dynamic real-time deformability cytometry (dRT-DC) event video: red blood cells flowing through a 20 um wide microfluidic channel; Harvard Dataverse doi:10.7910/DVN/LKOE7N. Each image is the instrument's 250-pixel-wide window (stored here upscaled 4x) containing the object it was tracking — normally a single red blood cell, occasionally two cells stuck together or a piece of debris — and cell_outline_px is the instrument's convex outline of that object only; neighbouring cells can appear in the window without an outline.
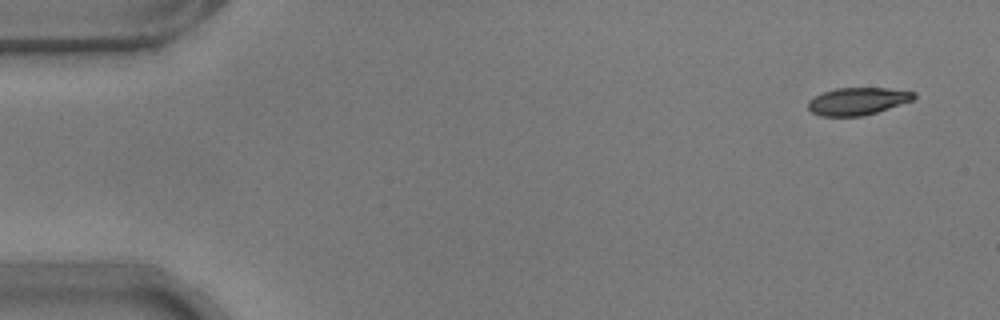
{"species": "common noctule bat (a hibernating species)", "species_latin": "Nyctalus noctula", "temperature_condition": "warm", "stored_images_in_passage": 52, "camera_frame_rate_fps": 3000, "um_per_image_px": 0.085, "animal": {"sex": "male", "body_mass_g": 17.9}, "frame": {"image": 1, "passage_image": 1, "time_ms": 0.0, "image_size_px": [1000, 320], "cell_outline_px": [[916, 96], [912, 100], [876, 112], [860, 116], [820, 116], [812, 112], [808, 108], [808, 100], [824, 92], [836, 88], [888, 88], [916, 92]], "centroid_in_image_um": [72.89, 8.6], "position_along_channel_um": 12.1, "area_um2": 16.7}}
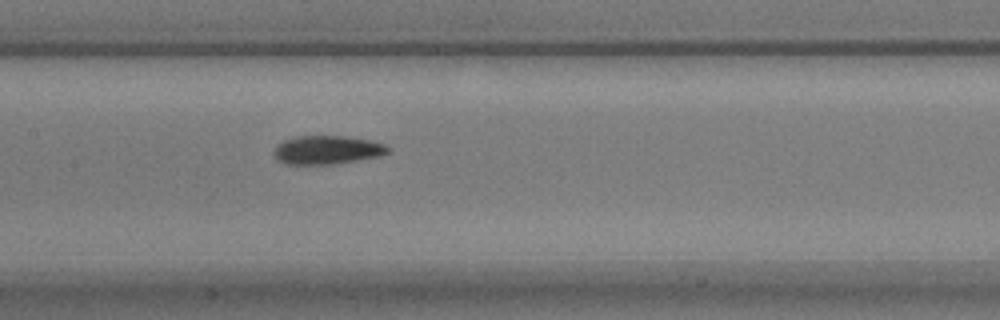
{"frame": {"image": 2, "passage_image": 24, "time_ms": 7.667, "image_size_px": [1000, 320], "cell_outline_px": [[392, 148], [388, 152], [380, 156], [332, 164], [284, 164], [272, 152], [276, 144], [284, 140], [296, 136], [344, 136], [372, 140], [384, 144]], "centroid_in_image_um": [27.81, 12.73], "position_along_channel_um": 179.6, "area_um2": 19.02}}
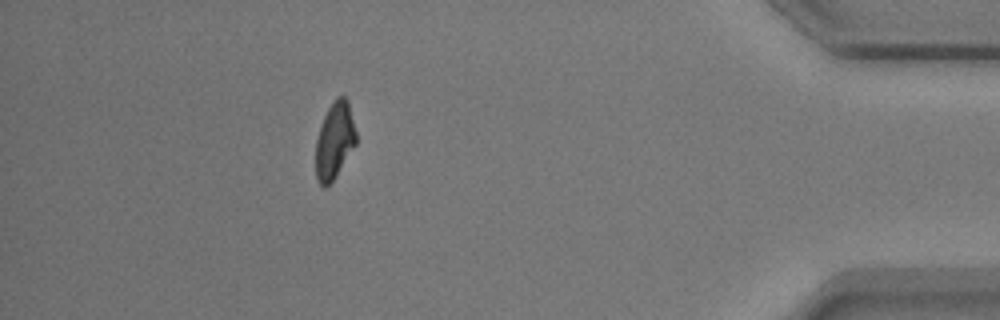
{"frame": {"image": 3, "passage_image": 46, "time_ms": 15.0, "image_size_px": [1000, 320], "cell_outline_px": [[356, 144], [336, 176], [324, 188], [320, 184], [316, 176], [316, 140], [324, 116], [332, 100], [336, 96], [344, 96], [348, 100], [356, 132]], "centroid_in_image_um": [28.44, 11.92], "position_along_channel_um": 406.8, "area_um2": 17.92}, "authors_computed_cell_mechanics": {"area_um2": 18.3515, "velocity_mm_per_s": 3.7726, "shape_relaxation_time_tau1_ms": 3.3266, "shape_relaxation_time_tau2_ms": 3.365, "deformation_change_tau1": 0.1552, "deformation_change_tau2": 0.1018}}